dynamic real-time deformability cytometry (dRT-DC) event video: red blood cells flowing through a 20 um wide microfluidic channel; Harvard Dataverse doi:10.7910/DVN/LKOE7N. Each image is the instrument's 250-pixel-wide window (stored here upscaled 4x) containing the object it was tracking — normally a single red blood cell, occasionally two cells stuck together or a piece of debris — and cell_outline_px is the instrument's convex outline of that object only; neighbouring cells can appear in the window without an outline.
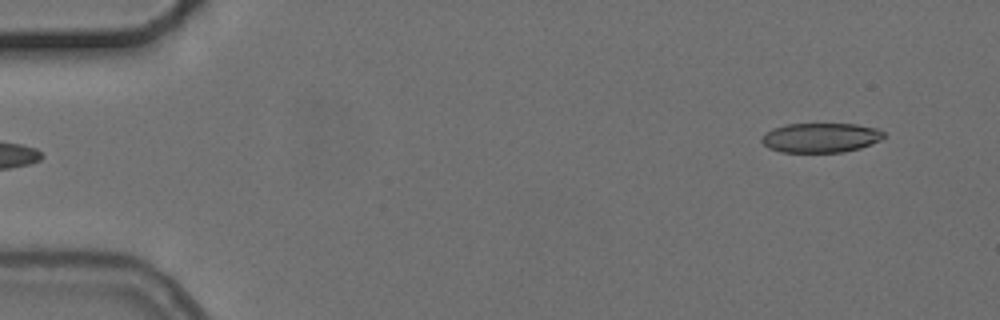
{"species": "common noctule bat (a hibernating species)", "species_latin": "Nyctalus noctula", "temperature_condition": "cold", "stored_images_in_passage": 3, "camera_frame_rate_fps": 3000, "um_per_image_px": 0.085, "animal": {"sex": "female", "body_mass_g": 24.6, "forearm_length_mm": 56.2}, "frame": {"image": 1, "passage_image": 3, "time_ms": 2.667, "image_size_px": [1000, 320], "cell_outline_px": [[884, 136], [880, 140], [860, 148], [844, 152], [780, 152], [768, 148], [760, 140], [772, 128], [784, 124], [856, 124], [876, 128], [884, 132]], "centroid_in_image_um": [69.75, 11.7], "position_along_channel_um": 15.3, "area_um2": 20.98}}